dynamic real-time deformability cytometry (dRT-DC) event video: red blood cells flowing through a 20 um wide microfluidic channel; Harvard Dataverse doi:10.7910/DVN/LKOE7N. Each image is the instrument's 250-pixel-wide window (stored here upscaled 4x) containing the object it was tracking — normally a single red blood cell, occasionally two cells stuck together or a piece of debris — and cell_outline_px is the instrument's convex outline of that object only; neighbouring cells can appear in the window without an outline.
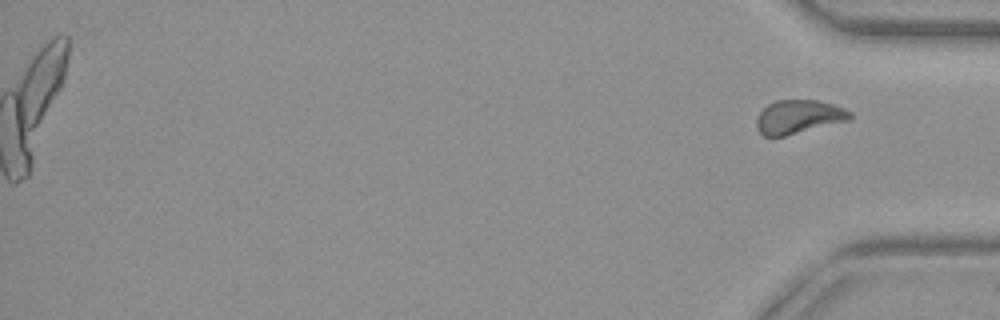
{"species": "common noctule bat (a hibernating species)", "species_latin": "Nyctalus noctula", "temperature_condition": "warm", "stored_images_in_passage": 50, "camera_frame_rate_fps": 3000, "um_per_image_px": 0.085, "animal": {"sex": "female", "body_mass_g": 29.2, "forearm_length_mm": 56.3}, "frame": {"image": 1, "passage_image": 50, "time_ms": 16.333, "image_size_px": [1000, 320], "cell_outline_px": [[852, 120], [784, 136], [764, 136], [756, 128], [756, 120], [760, 112], [768, 104], [776, 100], [816, 100], [832, 104], [844, 108], [852, 112]], "centroid_in_image_um": [67.91, 9.93], "position_along_channel_um": 367.3, "area_um2": 18.44}}